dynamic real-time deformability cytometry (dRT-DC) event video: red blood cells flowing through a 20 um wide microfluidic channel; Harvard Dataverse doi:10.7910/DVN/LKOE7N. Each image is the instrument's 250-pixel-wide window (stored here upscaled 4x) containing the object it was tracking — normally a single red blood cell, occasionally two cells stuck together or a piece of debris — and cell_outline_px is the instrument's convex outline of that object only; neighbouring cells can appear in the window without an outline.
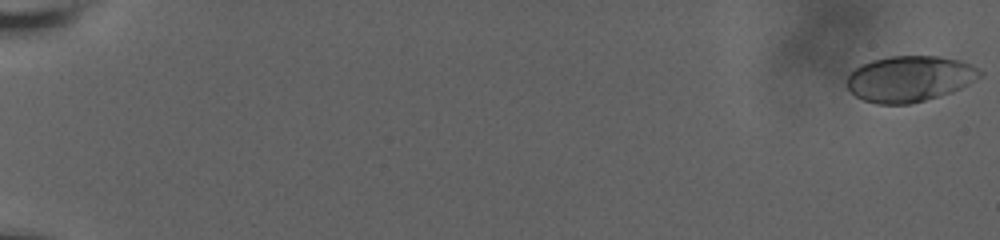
{"species": "human", "species_latin": "Homo sapiens", "temperature_condition": "room temperature", "stored_images_in_passage": 6, "camera_frame_rate_fps": 3000, "um_per_image_px": 0.085, "donor": {"sex": "male"}, "frame": {"image": 1, "passage_image": 1, "time_ms": 0.0, "image_size_px": [1000, 240], "cell_outline_px": [[984, 76], [952, 92], [924, 100], [908, 104], [876, 104], [864, 100], [856, 96], [844, 84], [848, 72], [860, 64], [872, 60], [892, 56], [940, 56], [960, 60], [984, 72]], "centroid_in_image_um": [77.28, 6.69], "position_along_channel_um": 7.7, "area_um2": 35.84}}